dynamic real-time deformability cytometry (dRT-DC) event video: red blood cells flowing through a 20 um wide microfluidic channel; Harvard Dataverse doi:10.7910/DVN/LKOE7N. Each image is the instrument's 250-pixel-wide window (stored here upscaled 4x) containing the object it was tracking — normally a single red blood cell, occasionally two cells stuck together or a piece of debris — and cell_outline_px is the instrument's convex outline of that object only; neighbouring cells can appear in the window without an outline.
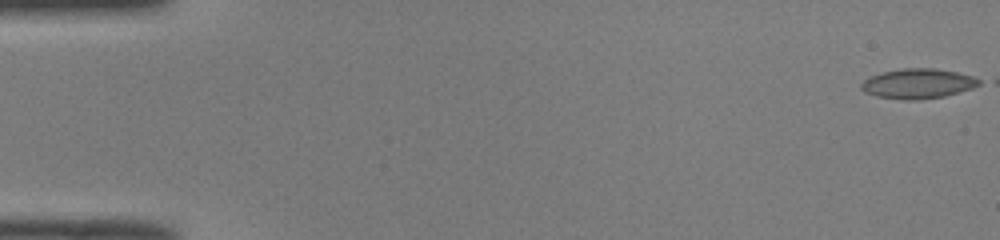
{"species": "common noctule bat (a hibernating species)", "species_latin": "Nyctalus noctula", "temperature_condition": "room temperature", "stored_images_in_passage": 46, "camera_frame_rate_fps": 3000, "um_per_image_px": 0.085, "animal": {"sex": "male", "body_mass_g": 19.0, "forearm_length_mm": 50.8}, "frame": {"image": 1, "passage_image": 1, "time_ms": 0.0, "image_size_px": [1000, 240], "cell_outline_px": [[980, 84], [972, 88], [944, 96], [920, 100], [904, 100], [876, 96], [864, 92], [860, 88], [860, 84], [864, 80], [872, 76], [884, 72], [900, 68], [932, 68], [956, 72], [972, 76], [980, 80]], "centroid_in_image_um": [77.99, 7.11], "position_along_channel_um": 7.0, "area_um2": 20.4}}
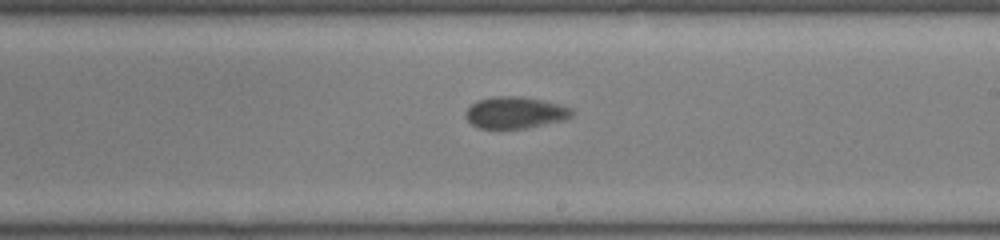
{"frame": {"image": 2, "passage_image": 31, "time_ms": 10.0, "image_size_px": [1000, 240], "cell_outline_px": [[572, 116], [564, 120], [524, 128], [480, 128], [472, 124], [464, 116], [464, 112], [472, 104], [480, 100], [492, 96], [520, 96], [540, 100], [572, 108]], "centroid_in_image_um": [43.76, 9.57], "position_along_channel_um": 245.2, "area_um2": 19.31}}
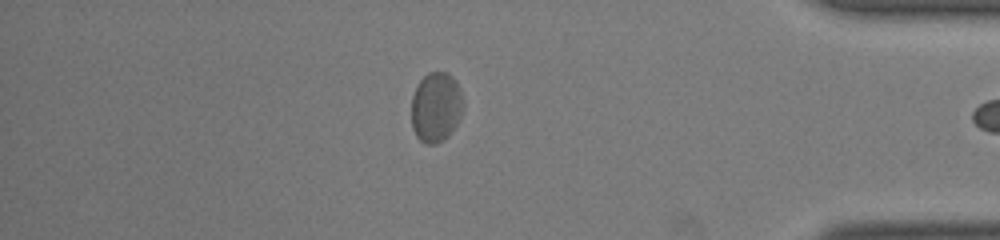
{"frame": {"image": 3, "passage_image": 45, "time_ms": 14.667, "image_size_px": [1000, 240], "cell_outline_px": [[464, 104], [460, 116], [456, 124], [448, 136], [444, 140], [436, 144], [424, 144], [416, 136], [412, 128], [412, 96], [420, 80], [428, 72], [448, 72], [452, 76], [460, 88], [464, 100]], "centroid_in_image_um": [37.07, 9.11], "position_along_channel_um": 398.1, "area_um2": 21.27}}